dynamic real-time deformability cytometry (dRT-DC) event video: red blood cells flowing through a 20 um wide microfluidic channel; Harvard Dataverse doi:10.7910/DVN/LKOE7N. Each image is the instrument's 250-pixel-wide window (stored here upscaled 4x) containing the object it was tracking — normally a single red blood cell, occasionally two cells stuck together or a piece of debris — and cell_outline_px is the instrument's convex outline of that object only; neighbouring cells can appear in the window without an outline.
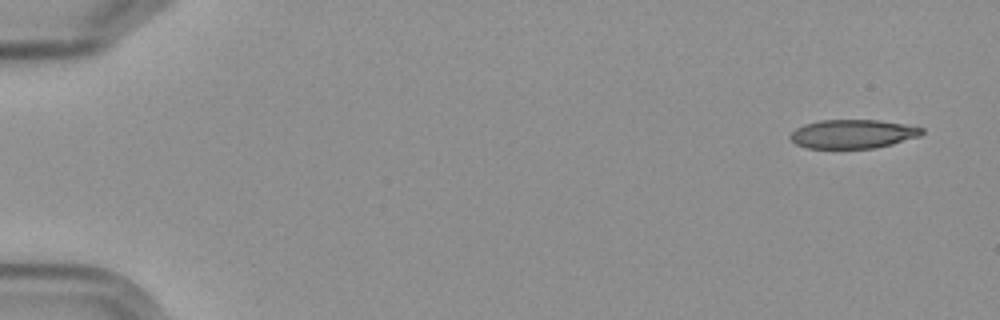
{"species": "Egyptian fruit bat (a non-hibernating species)", "species_latin": "Rousettus aegyptiacus", "temperature_condition": "cold", "stored_images_in_passage": 5, "camera_frame_rate_fps": 3000, "um_per_image_px": 0.085, "frame": {"image": 1, "passage_image": 1, "time_ms": 0.0, "image_size_px": [1000, 320], "cell_outline_px": [[924, 132], [920, 136], [892, 144], [876, 148], [808, 148], [796, 144], [788, 136], [796, 128], [804, 124], [820, 120], [880, 120], [904, 124], [924, 128]], "centroid_in_image_um": [72.5, 11.38], "position_along_channel_um": 12.5, "area_um2": 22.14}}